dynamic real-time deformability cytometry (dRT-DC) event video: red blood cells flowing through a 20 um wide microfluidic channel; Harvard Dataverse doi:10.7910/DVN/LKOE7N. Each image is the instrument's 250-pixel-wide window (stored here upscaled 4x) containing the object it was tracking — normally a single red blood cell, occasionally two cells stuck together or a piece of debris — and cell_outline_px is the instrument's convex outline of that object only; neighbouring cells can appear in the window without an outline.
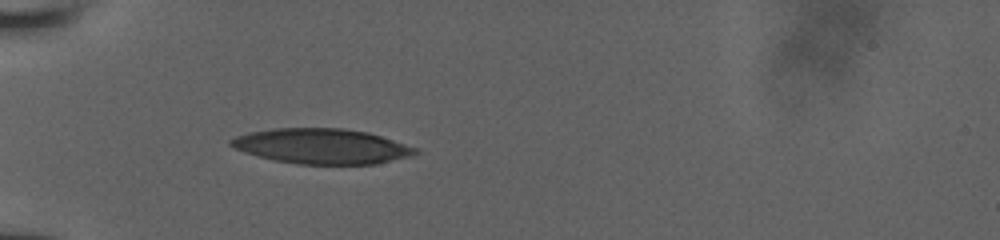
{"species": "human", "species_latin": "Homo sapiens", "temperature_condition": "room temperature", "stored_images_in_passage": 7, "camera_frame_rate_fps": 3000, "um_per_image_px": 0.085, "donor": {"sex": "male"}, "frame": {"image": 1, "passage_image": 7, "time_ms": 5.667, "image_size_px": [1000, 240], "cell_outline_px": [[420, 152], [412, 156], [376, 164], [296, 164], [276, 160], [244, 152], [228, 144], [228, 140], [236, 136], [248, 132], [276, 128], [344, 128], [368, 132], [420, 148]], "centroid_in_image_um": [27.4, 12.42], "position_along_channel_um": 57.6, "area_um2": 37.97}}